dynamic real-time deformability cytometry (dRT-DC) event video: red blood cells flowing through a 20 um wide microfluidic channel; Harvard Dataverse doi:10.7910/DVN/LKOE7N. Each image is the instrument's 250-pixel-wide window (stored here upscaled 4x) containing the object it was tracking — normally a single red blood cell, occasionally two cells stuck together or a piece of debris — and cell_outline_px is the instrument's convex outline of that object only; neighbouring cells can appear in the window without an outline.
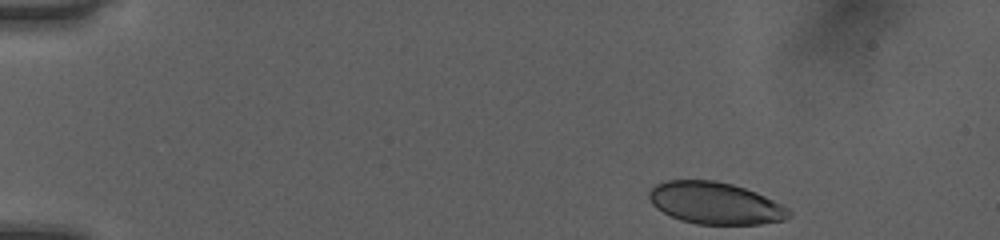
{"species": "human", "species_latin": "Homo sapiens", "temperature_condition": "room temperature", "stored_images_in_passage": 45, "camera_frame_rate_fps": 3000, "um_per_image_px": 0.085, "donor": {"sex": "female"}, "frame": {"image": 1, "passage_image": 1, "time_ms": 0.0, "image_size_px": [1000, 240], "cell_outline_px": [[792, 216], [784, 220], [760, 224], [696, 224], [680, 220], [656, 208], [652, 204], [648, 196], [648, 192], [656, 184], [664, 180], [716, 180], [732, 184], [756, 192], [788, 208], [792, 212]], "centroid_in_image_um": [60.78, 17.27], "position_along_channel_um": 24.2, "area_um2": 34.22}}
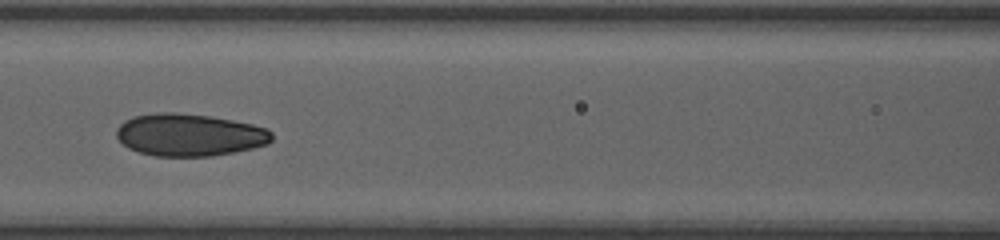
{"frame": {"image": 2, "passage_image": 18, "time_ms": 5.667, "image_size_px": [1000, 240], "cell_outline_px": [[272, 140], [268, 144], [252, 148], [212, 156], [156, 156], [140, 152], [128, 148], [116, 136], [116, 128], [124, 120], [132, 116], [160, 112], [172, 112], [208, 116], [232, 120], [252, 124], [268, 128], [272, 132]], "centroid_in_image_um": [16.09, 11.46], "position_along_channel_um": 150.5, "area_um2": 38.32}}
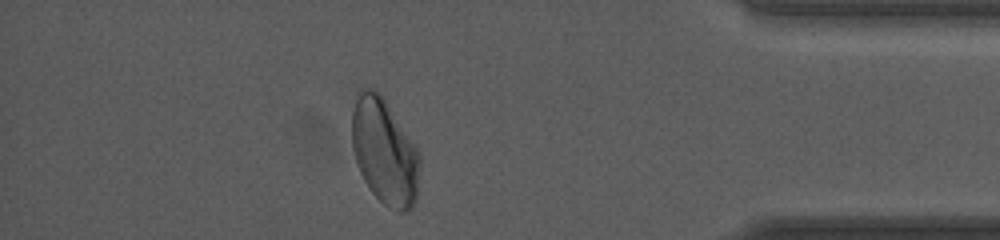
{"frame": {"image": 3, "passage_image": 39, "time_ms": 12.667, "image_size_px": [1000, 240], "cell_outline_px": [[420, 164], [416, 200], [412, 208], [404, 212], [396, 212], [388, 208], [372, 192], [364, 180], [356, 164], [352, 148], [352, 112], [360, 88], [372, 88], [380, 92], [384, 96], [420, 152]], "centroid_in_image_um": [32.7, 12.88], "position_along_channel_um": 402.5, "area_um2": 42.43}, "authors_computed_cell_mechanics": {"area_um2": 37.8012, "velocity_mm_per_s": 4.0454, "shape_relaxation_time_tau1_ms": 5.228, "shape_relaxation_time_tau2_ms": 1.233, "deformation_change_tau1": 0.1386, "deformation_change_tau2": 0.0463}}